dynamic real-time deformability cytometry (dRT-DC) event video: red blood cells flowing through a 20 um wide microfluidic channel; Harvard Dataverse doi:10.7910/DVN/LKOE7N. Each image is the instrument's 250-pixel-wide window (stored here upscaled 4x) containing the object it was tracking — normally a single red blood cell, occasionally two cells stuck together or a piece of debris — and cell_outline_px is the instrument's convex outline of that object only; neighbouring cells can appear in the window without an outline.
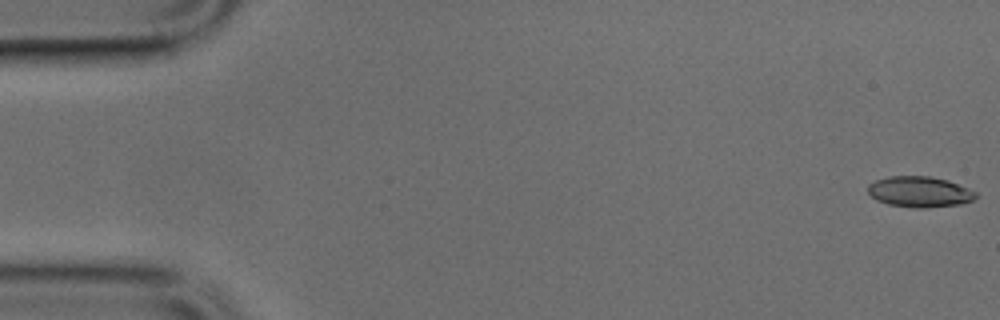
{"species": "common noctule bat (a hibernating species)", "species_latin": "Nyctalus noctula", "temperature_condition": "cold", "stored_images_in_passage": 50, "camera_frame_rate_fps": 3000, "um_per_image_px": 0.085, "animal": {"sex": "male", "body_mass_g": 17.9, "forearm_length_mm": 54.2}, "frame": {"image": 1, "passage_image": 1, "time_ms": 0.0, "image_size_px": [1000, 320], "cell_outline_px": [[976, 196], [972, 200], [960, 204], [924, 208], [916, 208], [888, 204], [876, 200], [868, 192], [868, 184], [876, 180], [888, 176], [928, 176], [948, 180], [968, 188], [976, 192]], "centroid_in_image_um": [78.15, 16.3], "position_along_channel_um": 6.9, "area_um2": 19.25}}
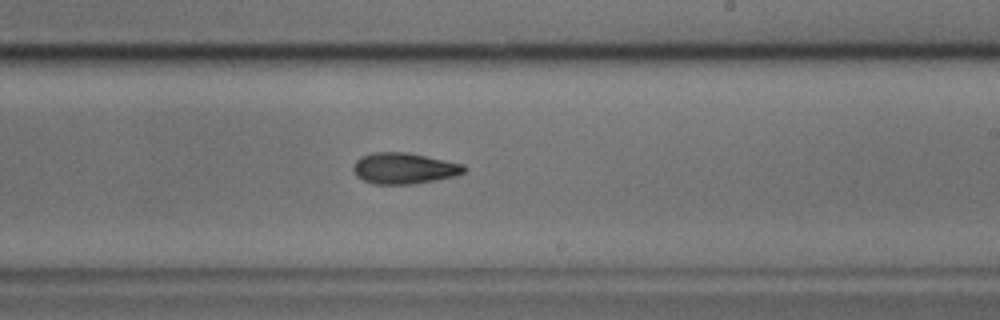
{"frame": {"image": 2, "passage_image": 29, "time_ms": 9.333, "image_size_px": [1000, 320], "cell_outline_px": [[468, 168], [464, 172], [452, 176], [416, 184], [372, 184], [356, 176], [352, 168], [356, 160], [360, 156], [372, 152], [408, 152], [464, 164]], "centroid_in_image_um": [34.32, 14.3], "position_along_channel_um": 254.7, "area_um2": 20.17}}
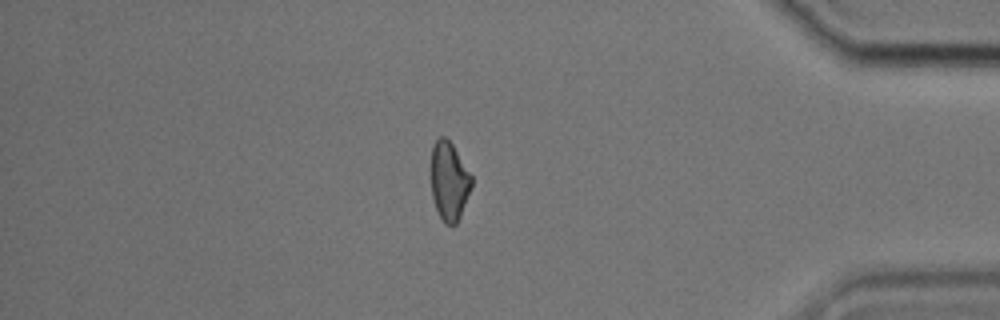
{"frame": {"image": 3, "passage_image": 42, "time_ms": 13.667, "image_size_px": [1000, 320], "cell_outline_px": [[472, 188], [460, 216], [456, 224], [444, 224], [436, 208], [432, 196], [432, 144], [440, 136], [444, 136], [452, 144], [472, 176]], "centroid_in_image_um": [38.19, 15.39], "position_along_channel_um": 397.0, "area_um2": 18.38}}